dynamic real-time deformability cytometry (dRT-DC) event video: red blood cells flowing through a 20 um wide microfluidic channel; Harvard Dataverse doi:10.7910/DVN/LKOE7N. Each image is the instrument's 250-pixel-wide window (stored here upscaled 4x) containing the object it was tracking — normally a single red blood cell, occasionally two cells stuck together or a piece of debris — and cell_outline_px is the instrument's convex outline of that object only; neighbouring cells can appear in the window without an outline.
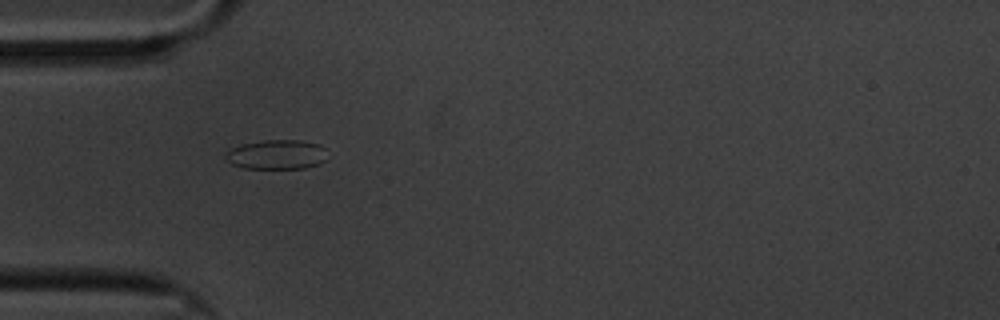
{"species": "common noctule bat (a hibernating species)", "species_latin": "Nyctalus noctula", "temperature_condition": "cold", "stored_images_in_passage": 43, "camera_frame_rate_fps": 3000, "um_per_image_px": 0.085, "animal": {"sex": "male", "body_mass_g": 20.1, "forearm_length_mm": 53.5}, "frame": {"image": 1, "passage_image": 1, "time_ms": 0.0, "image_size_px": [1000, 320], "cell_outline_px": [[328, 160], [320, 164], [304, 168], [244, 168], [232, 164], [224, 156], [232, 148], [240, 144], [264, 140], [300, 140], [320, 144], [324, 148]], "centroid_in_image_um": [23.57, 13.13], "position_along_channel_um": 61.4, "area_um2": 17.57}}
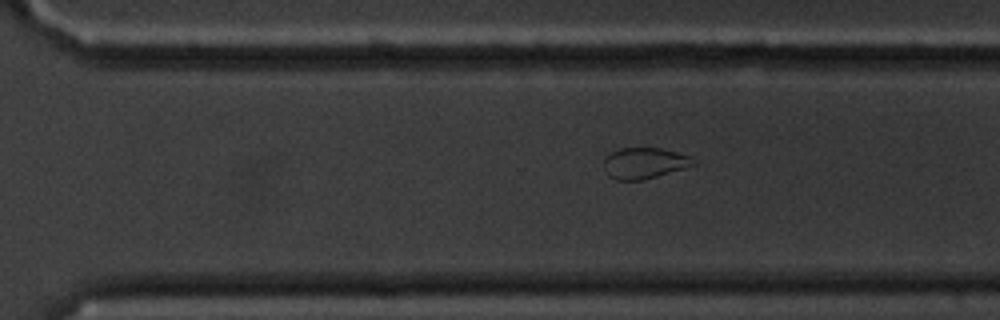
{"frame": {"image": 2, "passage_image": 24, "time_ms": 7.667, "image_size_px": [1000, 320], "cell_outline_px": [[696, 164], [684, 168], [656, 176], [640, 180], [616, 180], [608, 176], [604, 168], [604, 156], [620, 148], [660, 148], [692, 156]], "centroid_in_image_um": [54.74, 13.86], "position_along_channel_um": 315.9, "area_um2": 16.13}}
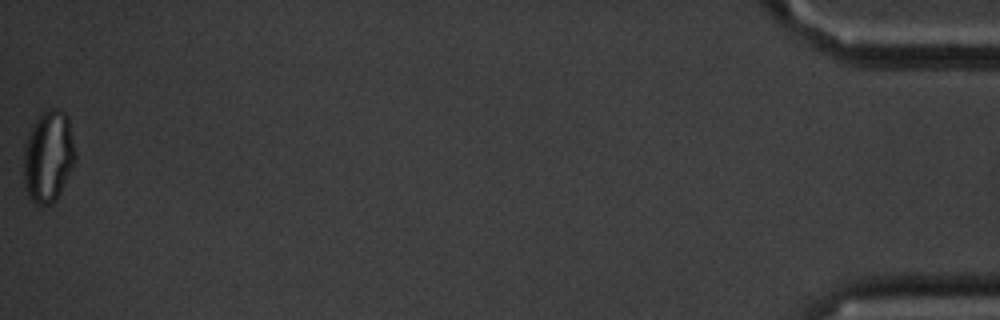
{"frame": {"image": 3, "passage_image": 43, "time_ms": 14.0, "image_size_px": [1000, 320], "cell_outline_px": [[76, 160], [56, 200], [52, 204], [36, 204], [28, 196], [24, 184], [24, 148], [28, 132], [36, 120], [44, 112], [52, 108], [56, 108], [64, 112], [68, 116], [76, 152]], "centroid_in_image_um": [4.12, 13.3], "position_along_channel_um": 431.1, "area_um2": 27.57}, "authors_computed_cell_mechanics": {"area_um2": 17.8024, "velocity_mm_per_s": 3.339, "shape_relaxation_time_tau1_ms": 7.8215, "shape_relaxation_time_tau2_ms": 2.4222, "deformation_change_tau1": 0.1048, "deformation_change_tau2": 0.0562}}